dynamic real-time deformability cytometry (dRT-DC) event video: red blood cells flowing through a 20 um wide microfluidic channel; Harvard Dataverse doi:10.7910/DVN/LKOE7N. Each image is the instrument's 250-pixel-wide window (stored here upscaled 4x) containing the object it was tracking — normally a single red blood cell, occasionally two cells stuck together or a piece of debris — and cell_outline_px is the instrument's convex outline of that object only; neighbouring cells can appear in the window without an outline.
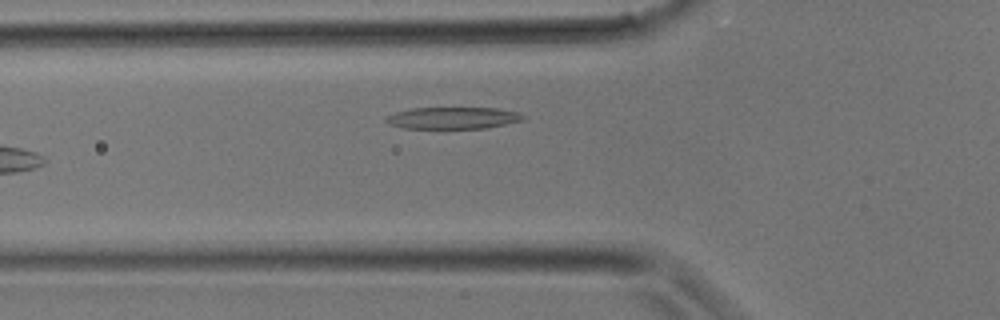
{"species": "common noctule bat (a hibernating species)", "species_latin": "Nyctalus noctula", "temperature_condition": "room temperature", "stored_images_in_passage": 5, "camera_frame_rate_fps": 3000, "um_per_image_px": 0.085, "animal": {"sex": "male", "body_mass_g": 17.9}, "frame": {"image": 1, "passage_image": 5, "time_ms": 1.333, "image_size_px": [1000, 320], "cell_outline_px": [[524, 120], [484, 128], [404, 128], [388, 124], [384, 120], [388, 116], [396, 112], [412, 108], [496, 108], [516, 112], [524, 116]], "centroid_in_image_um": [38.47, 10.03], "position_along_channel_um": 87.3, "area_um2": 17.17}}